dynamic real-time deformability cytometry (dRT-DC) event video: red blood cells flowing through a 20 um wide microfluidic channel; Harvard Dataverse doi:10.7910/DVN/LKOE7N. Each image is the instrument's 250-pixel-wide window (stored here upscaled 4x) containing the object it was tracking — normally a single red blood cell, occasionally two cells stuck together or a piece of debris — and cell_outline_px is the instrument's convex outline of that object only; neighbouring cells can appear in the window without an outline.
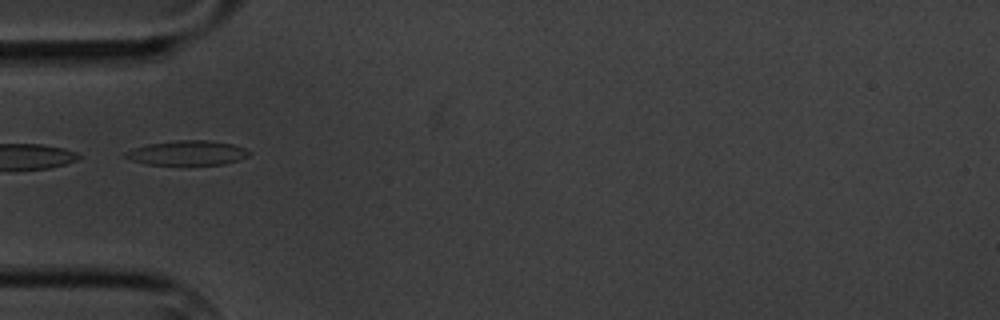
{"species": "common noctule bat (a hibernating species)", "species_latin": "Nyctalus noctula", "temperature_condition": "cold", "stored_images_in_passage": 5, "camera_frame_rate_fps": 3000, "um_per_image_px": 0.085, "animal": {"sex": "male", "body_mass_g": 20.1, "forearm_length_mm": 53.5}, "frame": {"image": 1, "passage_image": 3, "time_ms": 2.333, "image_size_px": [1000, 320], "cell_outline_px": [[252, 152], [248, 156], [240, 160], [224, 164], [148, 164], [132, 160], [124, 156], [124, 152], [132, 148], [148, 144], [176, 140], [208, 140], [232, 144], [244, 148]], "centroid_in_image_um": [15.94, 12.99], "position_along_channel_um": 69.1, "area_um2": 17.63}}
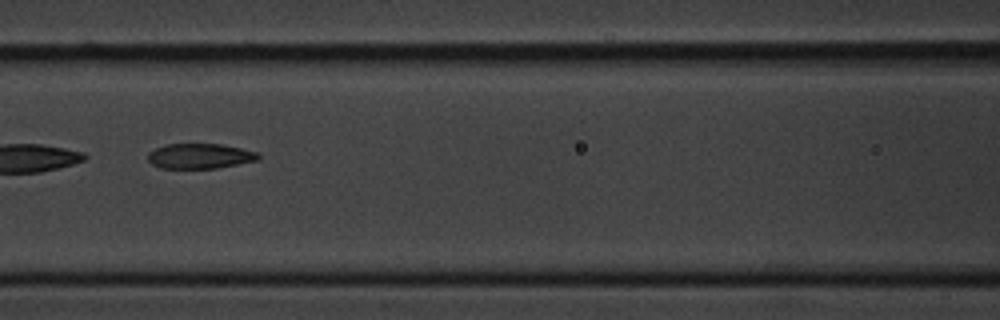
{"frame": {"image": 2, "passage_image": 5, "time_ms": 4.667, "image_size_px": [1000, 320], "cell_outline_px": [[260, 156], [256, 160], [216, 168], [160, 168], [152, 164], [148, 160], [148, 152], [164, 144], [220, 144], [240, 148], [256, 152]], "centroid_in_image_um": [16.93, 13.26], "position_along_channel_um": 149.7, "area_um2": 15.95}}